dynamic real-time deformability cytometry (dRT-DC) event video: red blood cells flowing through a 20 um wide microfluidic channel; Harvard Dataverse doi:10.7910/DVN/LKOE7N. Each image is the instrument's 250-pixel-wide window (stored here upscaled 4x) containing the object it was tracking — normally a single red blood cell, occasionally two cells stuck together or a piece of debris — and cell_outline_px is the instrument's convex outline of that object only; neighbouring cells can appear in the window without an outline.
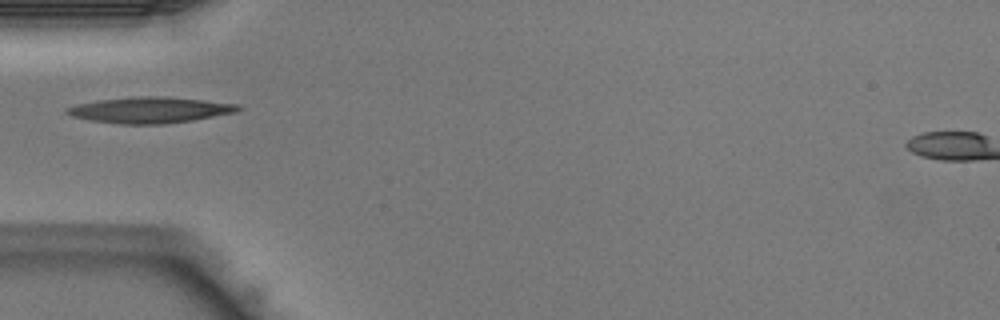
{"species": "Egyptian fruit bat (a non-hibernating species)", "species_latin": "Rousettus aegyptiacus", "temperature_condition": "warm", "stored_images_in_passage": 29, "camera_frame_rate_fps": 3000, "um_per_image_px": 0.085, "animal": {"sex": "male"}, "frame": {"image": 1, "passage_image": 1, "time_ms": 0.0, "image_size_px": [1000, 320], "cell_outline_px": [[244, 108], [236, 112], [192, 120], [164, 124], [120, 124], [88, 120], [72, 116], [64, 112], [64, 108], [80, 104], [100, 100], [144, 96], [160, 96], [204, 100], [240, 104]], "centroid_in_image_um": [12.77, 9.36], "position_along_channel_um": 72.2, "area_um2": 25.78}}
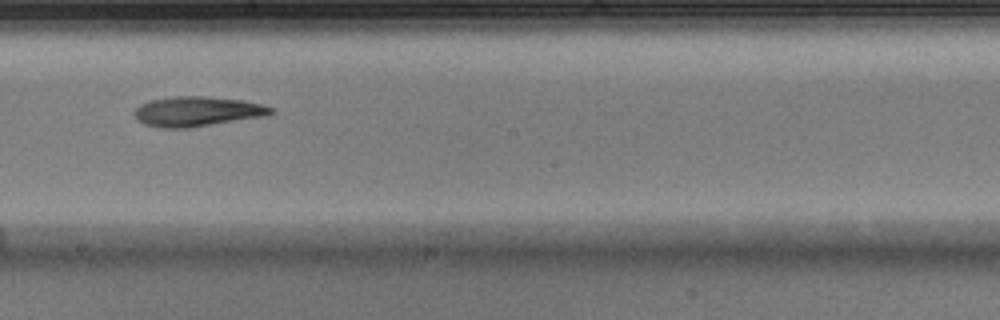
{"frame": {"image": 2, "passage_image": 11, "time_ms": 3.333, "image_size_px": [1000, 320], "cell_outline_px": [[276, 112], [264, 116], [188, 128], [160, 128], [144, 124], [136, 120], [136, 108], [140, 104], [152, 100], [176, 96], [204, 96], [244, 100], [276, 108]], "centroid_in_image_um": [16.79, 9.47], "position_along_channel_um": 231.4, "area_um2": 23.7}}
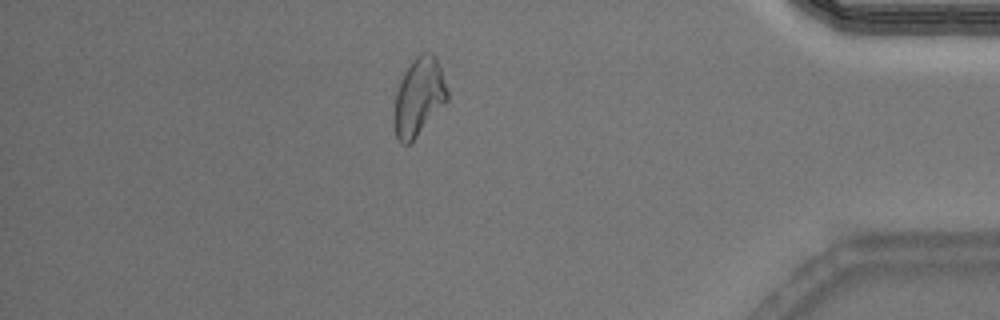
{"frame": {"image": 3, "passage_image": 24, "time_ms": 7.667, "image_size_px": [1000, 320], "cell_outline_px": [[448, 100], [416, 136], [408, 144], [400, 144], [396, 140], [392, 120], [392, 116], [396, 92], [400, 80], [404, 72], [412, 60], [420, 52], [432, 52], [436, 56], [448, 92]], "centroid_in_image_um": [35.55, 8.24], "position_along_channel_um": 399.6, "area_um2": 24.33}}